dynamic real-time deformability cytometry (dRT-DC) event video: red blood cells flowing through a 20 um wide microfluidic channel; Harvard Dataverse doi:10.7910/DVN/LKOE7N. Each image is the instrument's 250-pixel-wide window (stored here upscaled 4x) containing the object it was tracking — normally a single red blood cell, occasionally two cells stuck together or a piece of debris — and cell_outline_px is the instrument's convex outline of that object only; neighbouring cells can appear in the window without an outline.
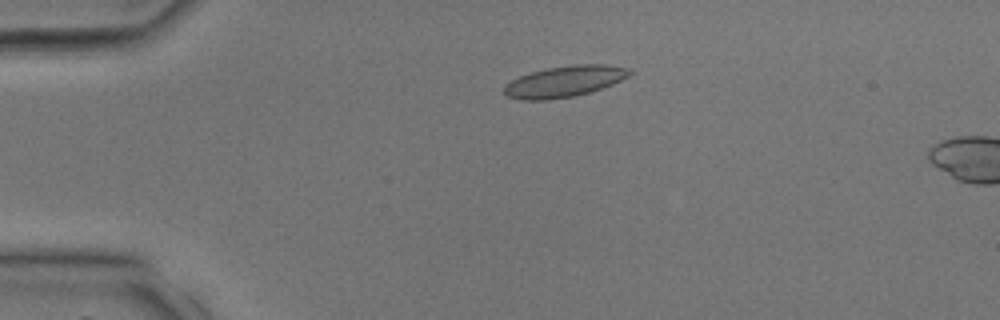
{"species": "common noctule bat (a hibernating species)", "species_latin": "Nyctalus noctula", "temperature_condition": "room temperature", "stored_images_in_passage": 12, "camera_frame_rate_fps": 3000, "um_per_image_px": 0.085, "animal": {"sex": "male", "body_mass_g": 17.9, "forearm_length_mm": 54.2}, "frame": {"image": 1, "passage_image": 9, "time_ms": 2.667, "image_size_px": [1000, 320], "cell_outline_px": [[632, 72], [628, 76], [612, 84], [588, 92], [572, 96], [548, 100], [520, 100], [508, 96], [504, 92], [504, 84], [520, 76], [532, 72], [548, 68], [572, 64], [608, 64], [632, 68]], "centroid_in_image_um": [47.99, 6.91], "position_along_channel_um": 37.0, "area_um2": 22.66}}